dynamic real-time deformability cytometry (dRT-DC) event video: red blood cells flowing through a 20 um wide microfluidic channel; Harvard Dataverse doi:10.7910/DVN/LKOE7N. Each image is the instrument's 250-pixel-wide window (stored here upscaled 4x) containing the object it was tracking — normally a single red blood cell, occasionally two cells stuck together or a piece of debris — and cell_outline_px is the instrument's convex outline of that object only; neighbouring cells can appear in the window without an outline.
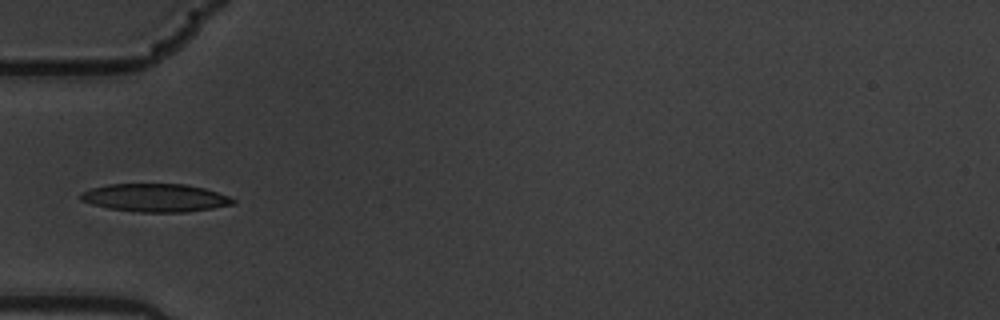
{"species": "common noctule bat (a hibernating species)", "species_latin": "Nyctalus noctula", "temperature_condition": "warm", "stored_images_in_passage": 11, "camera_frame_rate_fps": 3000, "um_per_image_px": 0.085, "animal": {"sex": "male", "body_mass_g": 19.5, "forearm_length_mm": 54.6}, "frame": {"image": 1, "passage_image": 1, "time_ms": 0.0, "image_size_px": [1000, 320], "cell_outline_px": [[236, 204], [188, 212], [136, 212], [108, 208], [92, 204], [80, 200], [80, 192], [92, 188], [108, 184], [184, 184], [204, 188], [228, 196], [236, 200]], "centroid_in_image_um": [13.2, 16.81], "position_along_channel_um": 71.8, "area_um2": 24.97}}
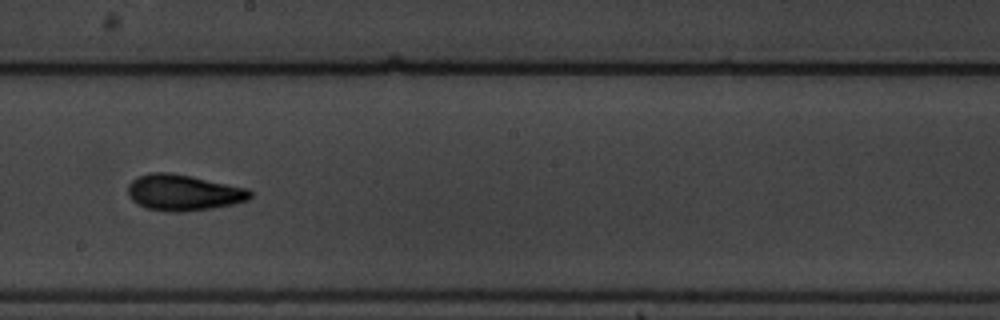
{"frame": {"image": 2, "passage_image": 5, "time_ms": 1.333, "image_size_px": [1000, 320], "cell_outline_px": [[252, 196], [248, 200], [232, 204], [212, 208], [184, 212], [168, 212], [144, 208], [136, 204], [128, 196], [128, 184], [136, 176], [152, 172], [168, 172], [192, 176], [248, 188], [252, 192]], "centroid_in_image_um": [15.56, 16.37], "position_along_channel_um": 232.6, "area_um2": 26.01}}
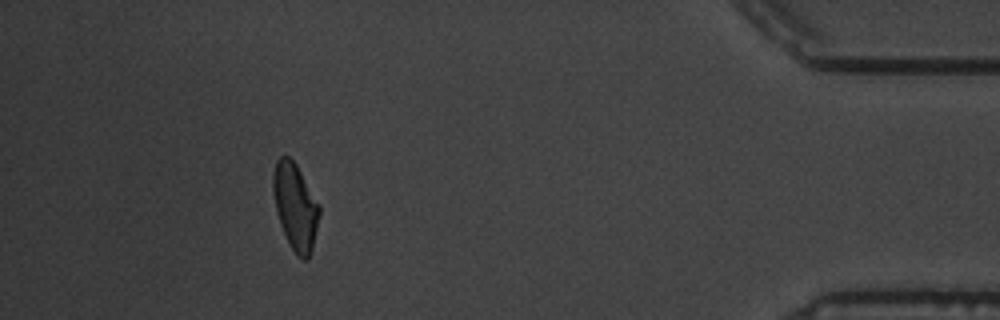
{"frame": {"image": 3, "passage_image": 10, "time_ms": 3.0, "image_size_px": [1000, 320], "cell_outline_px": [[320, 212], [312, 248], [308, 260], [304, 260], [296, 256], [280, 224], [276, 212], [272, 192], [272, 172], [276, 160], [280, 156], [288, 156], [296, 164], [320, 204]], "centroid_in_image_um": [25.09, 17.53], "position_along_channel_um": 410.1, "area_um2": 23.41}}